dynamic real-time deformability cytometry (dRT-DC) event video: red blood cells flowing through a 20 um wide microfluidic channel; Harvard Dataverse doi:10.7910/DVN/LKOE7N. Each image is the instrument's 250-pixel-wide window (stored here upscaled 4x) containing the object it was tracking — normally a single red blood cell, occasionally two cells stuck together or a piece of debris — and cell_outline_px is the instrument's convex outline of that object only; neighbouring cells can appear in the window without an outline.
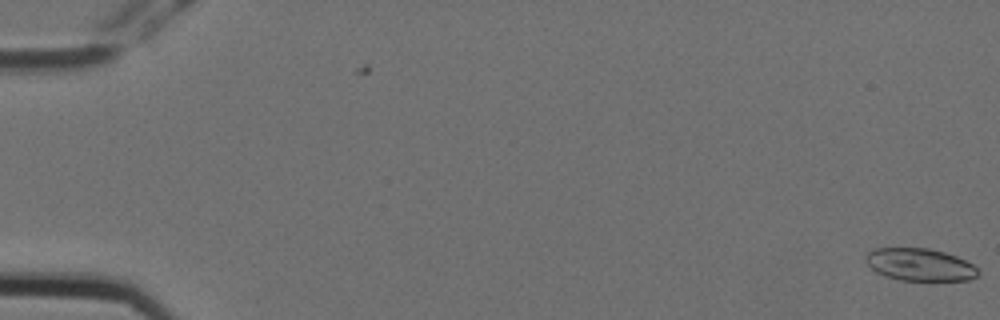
{"species": "Egyptian fruit bat (a non-hibernating species)", "species_latin": "Rousettus aegyptiacus", "temperature_condition": "cold", "stored_images_in_passage": 2, "camera_frame_rate_fps": 3000, "um_per_image_px": 0.085, "animal": {"sex": "female"}, "frame": {"image": 1, "passage_image": 2, "time_ms": 0.333, "image_size_px": [1000, 320], "cell_outline_px": [[980, 272], [976, 276], [968, 280], [900, 280], [876, 272], [864, 260], [864, 256], [868, 252], [876, 248], [928, 248], [944, 252], [956, 256], [972, 264]], "centroid_in_image_um": [78.17, 22.48], "position_along_channel_um": 6.8, "area_um2": 21.04}}